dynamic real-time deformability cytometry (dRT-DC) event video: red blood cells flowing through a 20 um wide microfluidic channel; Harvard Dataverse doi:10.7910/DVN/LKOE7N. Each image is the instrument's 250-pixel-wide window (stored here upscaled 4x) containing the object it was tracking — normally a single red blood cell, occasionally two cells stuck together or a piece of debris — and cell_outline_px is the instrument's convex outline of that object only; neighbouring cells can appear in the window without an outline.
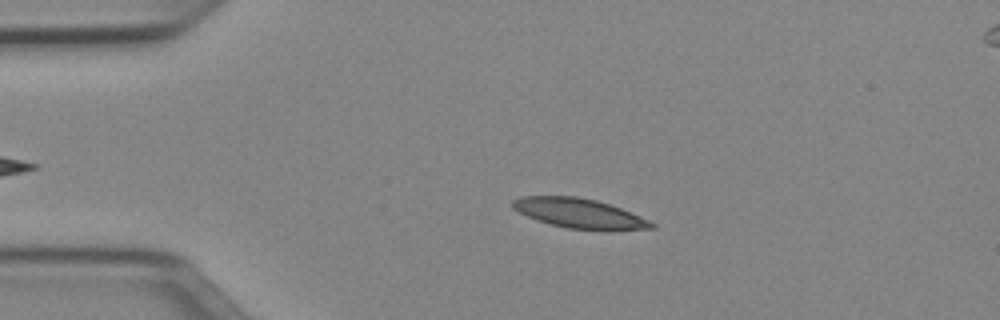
{"species": "Egyptian fruit bat (a non-hibernating species)", "species_latin": "Rousettus aegyptiacus", "temperature_condition": "cold", "stored_images_in_passage": 44, "camera_frame_rate_fps": 3000, "um_per_image_px": 0.085, "animal": {"sex": "female"}, "frame": {"image": 1, "passage_image": 10, "time_ms": 3.0, "image_size_px": [1000, 320], "cell_outline_px": [[656, 228], [568, 228], [536, 220], [512, 208], [512, 200], [520, 196], [576, 196], [596, 200], [620, 208], [648, 220], [656, 224]], "centroid_in_image_um": [49.14, 18.09], "position_along_channel_um": 35.9, "area_um2": 23.0}}
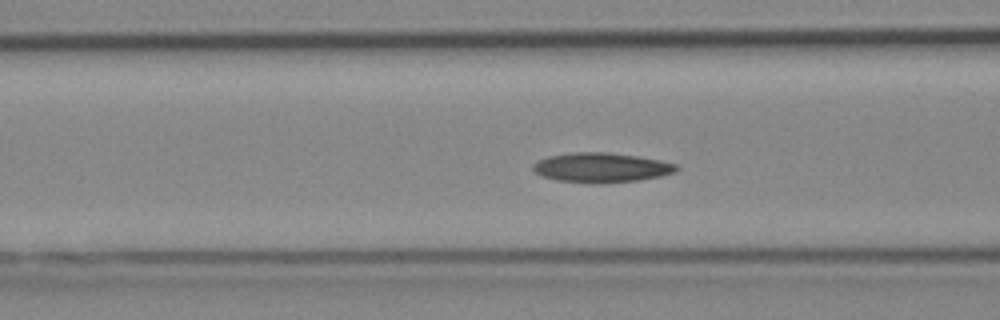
{"frame": {"image": 2, "passage_image": 19, "time_ms": 6.0, "image_size_px": [1000, 320], "cell_outline_px": [[680, 168], [676, 172], [660, 176], [640, 180], [600, 184], [556, 180], [540, 176], [532, 168], [532, 164], [536, 160], [548, 156], [572, 152], [608, 152], [636, 156], [660, 160], [676, 164]], "centroid_in_image_um": [51.09, 14.24], "position_along_channel_um": 115.5, "area_um2": 25.03}}
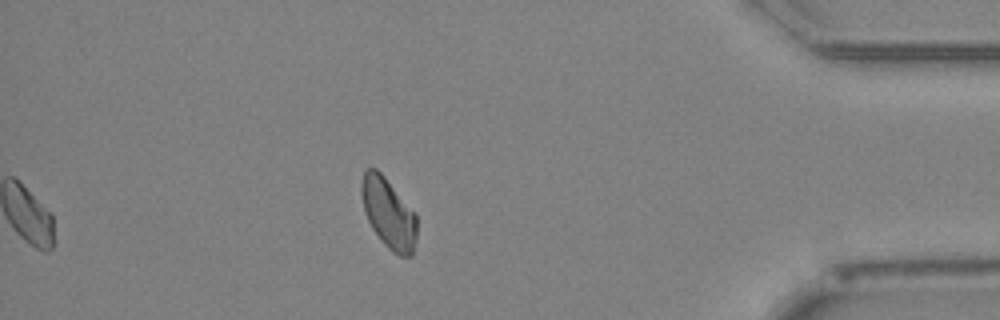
{"frame": {"image": 3, "passage_image": 44, "time_ms": 14.333, "image_size_px": [1000, 320], "cell_outline_px": [[416, 240], [412, 256], [400, 256], [392, 252], [380, 240], [372, 228], [364, 212], [360, 192], [360, 184], [364, 172], [368, 168], [376, 168], [384, 176], [416, 212]], "centroid_in_image_um": [33.02, 18.13], "position_along_channel_um": 402.2, "area_um2": 22.89}, "authors_computed_cell_mechanics": {"area_um2": 23.3223, "velocity_mm_per_s": 3.9277, "shape_relaxation_time_tau1_ms": null, "shape_relaxation_time_tau2_ms": 9.1419, "deformation_change_tau1": null, "deformation_change_tau2": 0.1572}}